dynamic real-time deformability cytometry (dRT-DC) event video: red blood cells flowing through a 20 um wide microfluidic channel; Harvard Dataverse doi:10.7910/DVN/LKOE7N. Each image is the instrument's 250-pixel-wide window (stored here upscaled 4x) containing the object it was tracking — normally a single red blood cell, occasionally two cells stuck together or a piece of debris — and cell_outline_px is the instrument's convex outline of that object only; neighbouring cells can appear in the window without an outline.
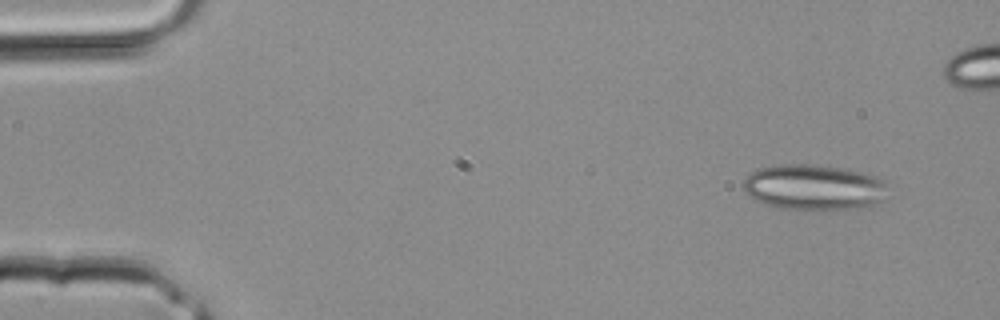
{"species": "common noctule bat (a hibernating species)", "species_latin": "Nyctalus noctula", "temperature_condition": "room temperature", "stored_images_in_passage": 3, "camera_frame_rate_fps": 3000, "um_per_image_px": 0.085, "animal": {"sex": "male", "body_mass_g": 20.4}, "frame": {"image": 1, "passage_image": 1, "time_ms": 0.0, "image_size_px": [1000, 320], "cell_outline_px": [[888, 184], [884, 200], [868, 208], [804, 212], [800, 212], [780, 208], [764, 204], [748, 196], [744, 192], [744, 180], [748, 172], [760, 168], [780, 164], [812, 164], [840, 168], [864, 172], [880, 176], [888, 180]], "centroid_in_image_um": [69.23, 15.96], "position_along_channel_um": 15.8, "area_um2": 40.06}}